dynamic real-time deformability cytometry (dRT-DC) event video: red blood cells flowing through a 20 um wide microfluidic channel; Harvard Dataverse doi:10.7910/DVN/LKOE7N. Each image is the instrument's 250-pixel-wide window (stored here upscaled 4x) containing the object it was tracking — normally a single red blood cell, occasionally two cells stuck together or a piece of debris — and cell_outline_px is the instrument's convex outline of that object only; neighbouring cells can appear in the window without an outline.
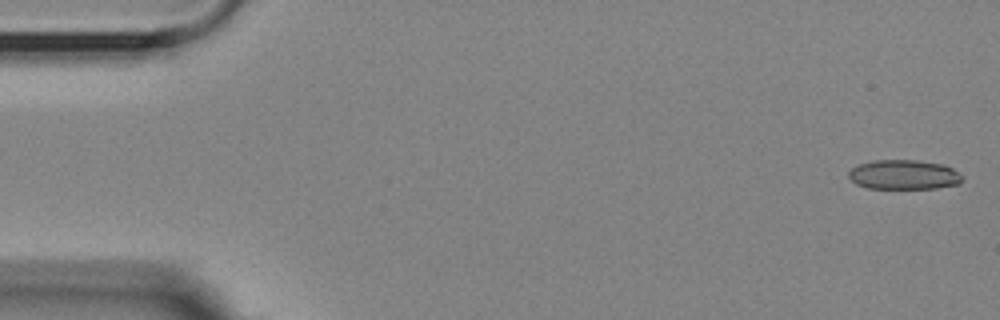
{"species": "Egyptian fruit bat (a non-hibernating species)", "species_latin": "Rousettus aegyptiacus", "temperature_condition": "room temperature", "stored_images_in_passage": 19, "camera_frame_rate_fps": 3000, "um_per_image_px": 0.085, "animal": {"sex": "female"}, "frame": {"image": 1, "passage_image": 1, "time_ms": 0.0, "image_size_px": [1000, 320], "cell_outline_px": [[964, 180], [960, 184], [936, 188], [868, 188], [856, 184], [848, 176], [848, 172], [852, 168], [860, 164], [876, 160], [916, 160], [944, 164], [960, 172], [964, 176]], "centroid_in_image_um": [76.89, 14.85], "position_along_channel_um": 8.1, "area_um2": 19.71}}
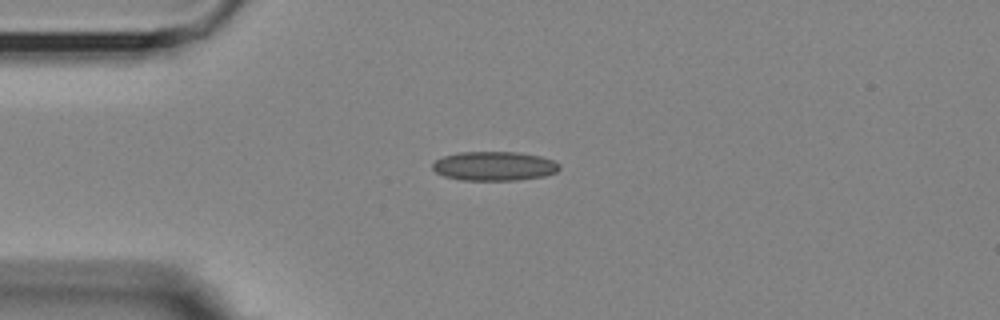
{"frame": {"image": 2, "passage_image": 13, "time_ms": 4.0, "image_size_px": [1000, 320], "cell_outline_px": [[560, 168], [556, 172], [544, 176], [520, 180], [460, 180], [444, 176], [436, 172], [432, 168], [432, 164], [436, 160], [444, 156], [460, 152], [516, 152], [540, 156], [552, 160], [560, 164]], "centroid_in_image_um": [42.01, 14.12], "position_along_channel_um": 43.0, "area_um2": 21.56}}
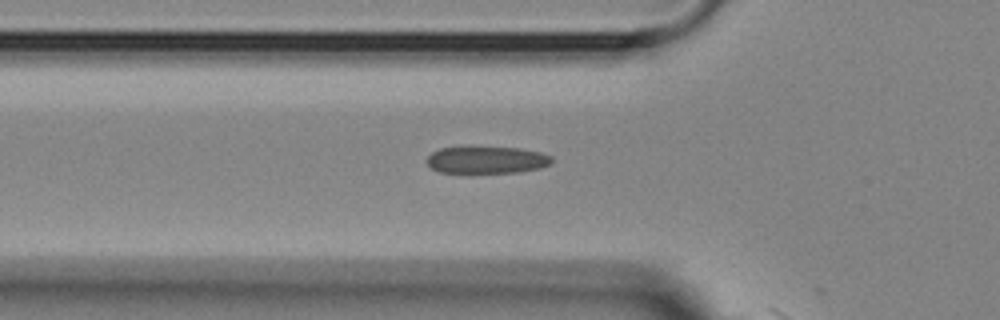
{"frame": {"image": 3, "passage_image": 18, "time_ms": 5.667, "image_size_px": [1000, 320], "cell_outline_px": [[552, 164], [540, 168], [516, 172], [440, 172], [432, 168], [424, 160], [432, 152], [440, 148], [468, 144], [520, 148], [540, 152], [552, 156]], "centroid_in_image_um": [41.34, 13.53], "position_along_channel_um": 84.5, "area_um2": 20.52}}